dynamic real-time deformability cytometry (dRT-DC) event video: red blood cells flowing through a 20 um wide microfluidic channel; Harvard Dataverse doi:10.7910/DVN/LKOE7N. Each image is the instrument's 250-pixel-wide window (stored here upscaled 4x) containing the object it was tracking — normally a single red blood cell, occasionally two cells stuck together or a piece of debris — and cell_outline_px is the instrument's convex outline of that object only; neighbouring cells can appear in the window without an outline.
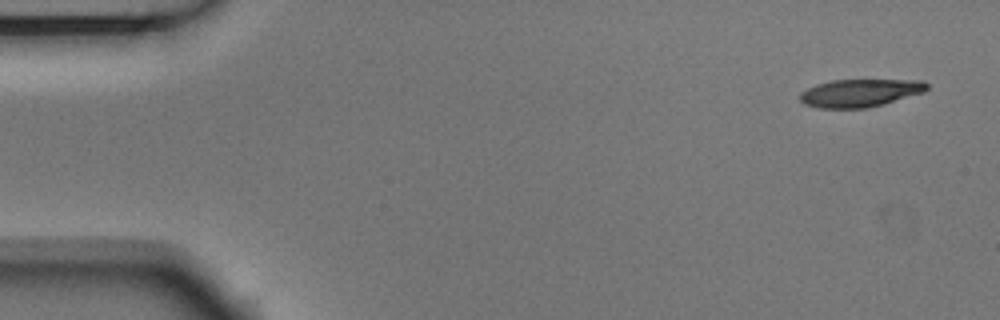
{"species": "Egyptian fruit bat (a non-hibernating species)", "species_latin": "Rousettus aegyptiacus", "temperature_condition": "room temperature", "stored_images_in_passage": 5, "camera_frame_rate_fps": 3000, "um_per_image_px": 0.085, "animal": {"sex": "male"}, "frame": {"image": 1, "passage_image": 1, "time_ms": 0.0, "image_size_px": [1000, 320], "cell_outline_px": [[928, 88], [924, 92], [880, 104], [864, 108], [820, 108], [804, 104], [800, 100], [800, 92], [816, 84], [832, 80], [924, 80], [928, 84]], "centroid_in_image_um": [73.08, 7.89], "position_along_channel_um": 11.9, "area_um2": 20.35}}
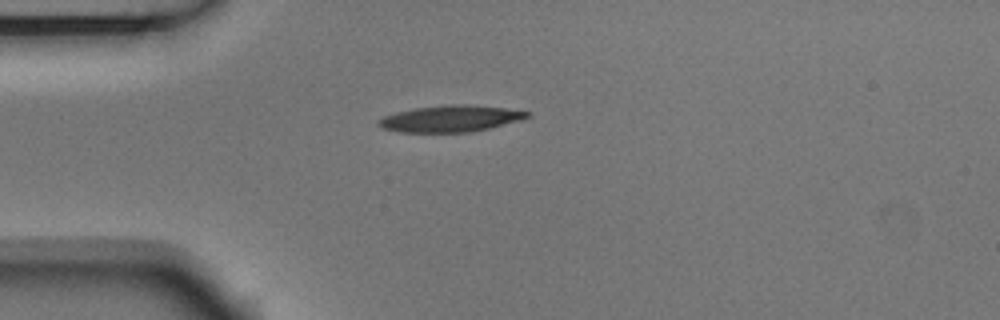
{"frame": {"image": 2, "passage_image": 4, "time_ms": 1.0, "image_size_px": [1000, 320], "cell_outline_px": [[532, 116], [520, 120], [472, 132], [400, 132], [380, 128], [376, 124], [384, 116], [396, 112], [416, 108], [452, 104], [464, 104], [504, 108], [532, 112]], "centroid_in_image_um": [38.3, 10.09], "position_along_channel_um": 46.7, "area_um2": 22.83}}